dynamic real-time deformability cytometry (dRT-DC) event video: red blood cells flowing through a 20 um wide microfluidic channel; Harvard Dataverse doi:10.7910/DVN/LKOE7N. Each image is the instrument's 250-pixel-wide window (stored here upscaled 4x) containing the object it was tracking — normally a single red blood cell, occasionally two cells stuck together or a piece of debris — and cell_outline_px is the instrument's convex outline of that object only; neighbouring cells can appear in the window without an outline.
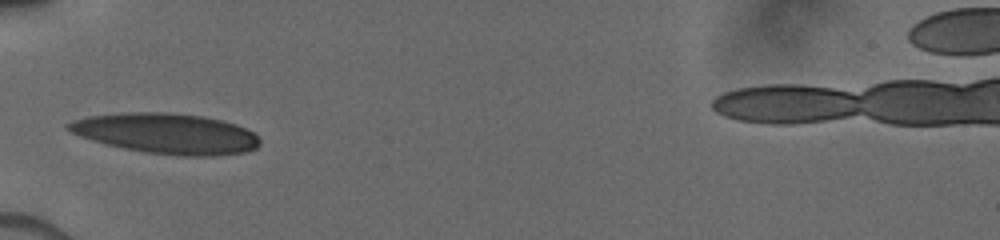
{"species": "human", "species_latin": "Homo sapiens", "temperature_condition": "cold", "stored_images_in_passage": 53, "camera_frame_rate_fps": 3000, "um_per_image_px": 0.085, "donor": {"sex": "male"}, "frame": {"image": 1, "passage_image": 1, "time_ms": 0.0, "image_size_px": [1000, 240], "cell_outline_px": [[260, 144], [256, 148], [244, 152], [216, 156], [180, 156], [144, 152], [124, 148], [92, 140], [80, 136], [64, 128], [64, 124], [72, 120], [88, 116], [128, 112], [164, 112], [204, 116], [236, 124], [252, 132], [260, 140]], "centroid_in_image_um": [14.12, 11.35], "position_along_channel_um": 70.9, "area_um2": 45.08}}
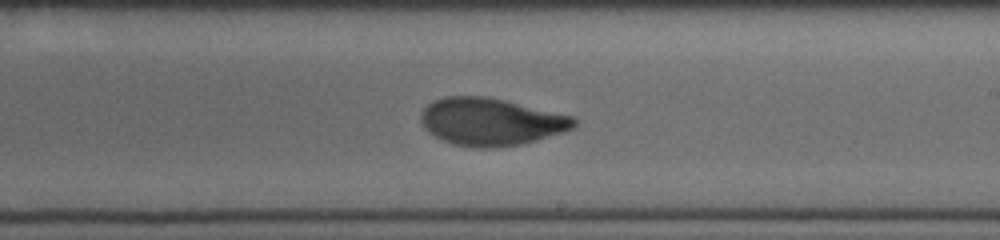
{"frame": {"image": 2, "passage_image": 24, "time_ms": 4.333, "image_size_px": [1000, 240], "cell_outline_px": [[576, 124], [572, 128], [564, 132], [536, 140], [520, 144], [496, 148], [476, 148], [452, 144], [428, 132], [424, 128], [420, 120], [420, 112], [432, 100], [444, 96], [484, 96], [504, 100], [572, 116], [576, 120]], "centroid_in_image_um": [41.68, 10.35], "position_along_channel_um": 247.3, "area_um2": 42.31}}
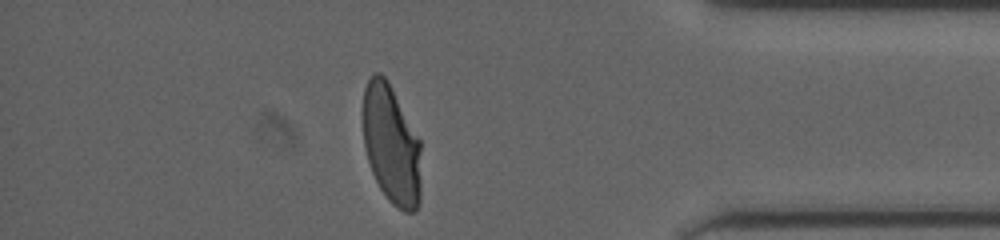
{"frame": {"image": 3, "passage_image": 48, "time_ms": 8.667, "image_size_px": [1000, 240], "cell_outline_px": [[420, 200], [416, 212], [404, 212], [396, 208], [388, 200], [380, 188], [372, 172], [364, 148], [364, 88], [372, 72], [380, 72], [384, 76], [420, 140]], "centroid_in_image_um": [33.27, 12.35], "position_along_channel_um": 401.9, "area_um2": 40.11}}